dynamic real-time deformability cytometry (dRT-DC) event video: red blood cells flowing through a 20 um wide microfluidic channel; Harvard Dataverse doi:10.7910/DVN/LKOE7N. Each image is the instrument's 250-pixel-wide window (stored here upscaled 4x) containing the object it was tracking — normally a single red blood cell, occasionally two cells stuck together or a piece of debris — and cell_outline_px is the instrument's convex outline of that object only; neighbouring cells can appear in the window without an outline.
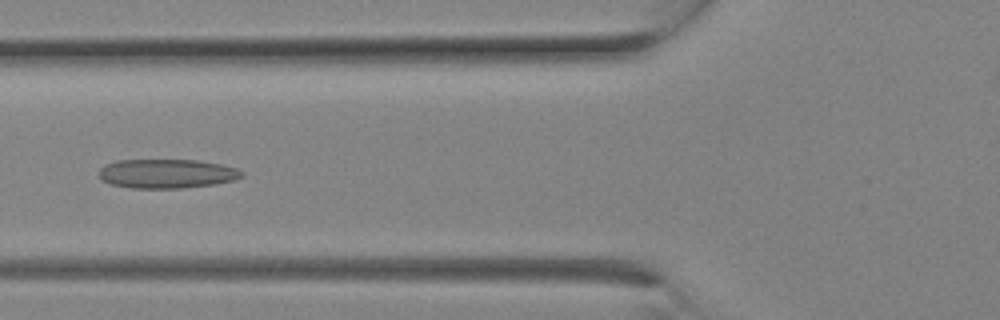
{"species": "Egyptian fruit bat (a non-hibernating species)", "species_latin": "Rousettus aegyptiacus", "temperature_condition": "room temperature", "stored_images_in_passage": 11, "camera_frame_rate_fps": 3000, "um_per_image_px": 0.085, "animal": {"sex": "female"}, "frame": {"image": 1, "passage_image": 10, "time_ms": 3.0, "image_size_px": [1000, 320], "cell_outline_px": [[244, 176], [236, 180], [216, 184], [184, 188], [132, 188], [112, 184], [100, 180], [100, 168], [104, 164], [116, 160], [196, 160], [220, 164], [236, 168], [244, 172]], "centroid_in_image_um": [14.2, 14.76], "position_along_channel_um": 111.6, "area_um2": 24.45}}